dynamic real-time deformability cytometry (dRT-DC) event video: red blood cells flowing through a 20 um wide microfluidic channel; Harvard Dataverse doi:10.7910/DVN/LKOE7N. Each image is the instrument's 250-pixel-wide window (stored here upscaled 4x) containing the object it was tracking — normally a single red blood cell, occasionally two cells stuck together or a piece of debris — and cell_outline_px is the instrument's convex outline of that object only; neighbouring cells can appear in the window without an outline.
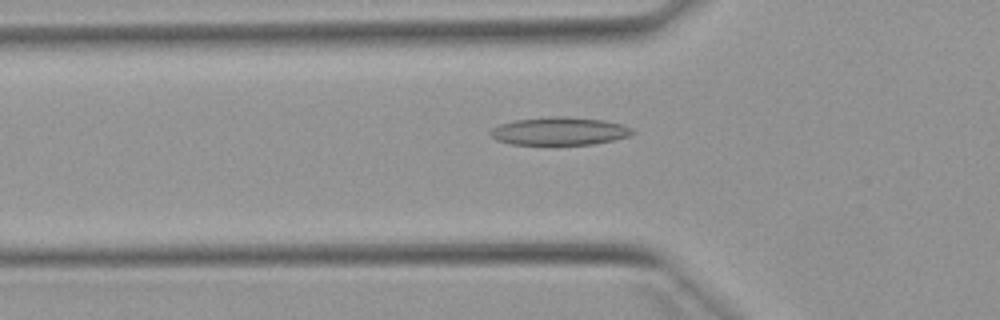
{"species": "Egyptian fruit bat (a non-hibernating species)", "species_latin": "Rousettus aegyptiacus", "temperature_condition": "warm", "stored_images_in_passage": 52, "camera_frame_rate_fps": 3000, "um_per_image_px": 0.085, "animal": {"sex": "female"}, "frame": {"image": 1, "passage_image": 17, "time_ms": 5.333, "image_size_px": [1000, 320], "cell_outline_px": [[636, 132], [628, 136], [612, 140], [592, 144], [508, 144], [496, 140], [488, 132], [492, 128], [500, 124], [512, 120], [548, 116], [568, 116], [604, 120], [624, 124], [632, 128]], "centroid_in_image_um": [47.54, 11.13], "position_along_channel_um": 78.3, "area_um2": 23.35}}
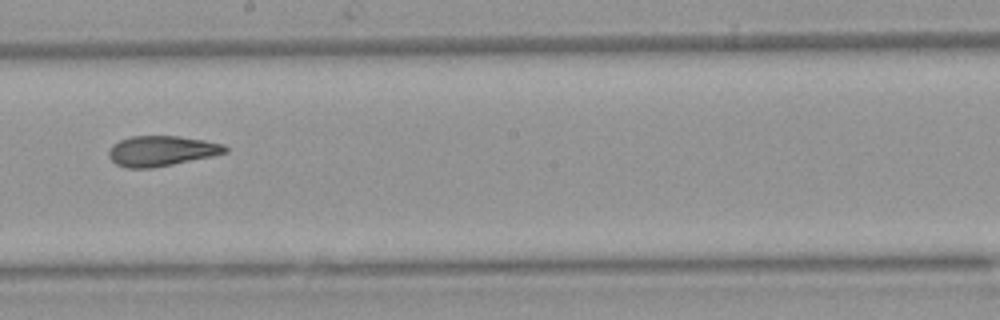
{"frame": {"image": 2, "passage_image": 29, "time_ms": 9.333, "image_size_px": [1000, 320], "cell_outline_px": [[228, 152], [212, 156], [152, 168], [124, 168], [116, 164], [108, 156], [108, 152], [112, 144], [120, 140], [132, 136], [180, 136], [204, 140], [224, 144], [228, 148]], "centroid_in_image_um": [13.72, 12.83], "position_along_channel_um": 234.5, "area_um2": 20.58}}
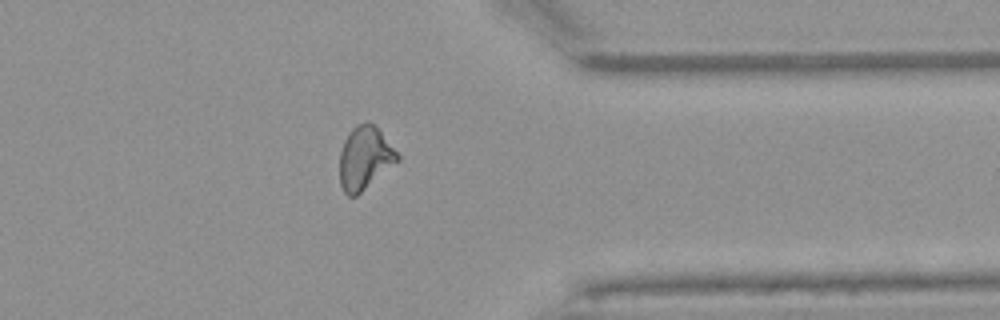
{"frame": {"image": 3, "passage_image": 41, "time_ms": 13.333, "image_size_px": [1000, 320], "cell_outline_px": [[400, 160], [356, 196], [348, 196], [344, 192], [340, 184], [340, 152], [344, 140], [352, 128], [356, 124], [368, 120], [380, 132], [400, 156]], "centroid_in_image_um": [30.99, 13.44], "position_along_channel_um": 380.4, "area_um2": 21.04}, "authors_computed_cell_mechanics": {"area_um2": 21.2993, "velocity_mm_per_s": 3.8973, "shape_relaxation_time_tau1_ms": null, "shape_relaxation_time_tau2_ms": 2.4556, "deformation_change_tau1": null, "deformation_change_tau2": 0.0952}}